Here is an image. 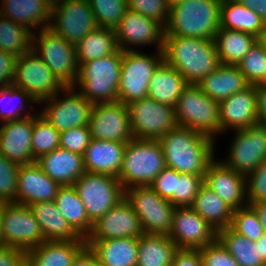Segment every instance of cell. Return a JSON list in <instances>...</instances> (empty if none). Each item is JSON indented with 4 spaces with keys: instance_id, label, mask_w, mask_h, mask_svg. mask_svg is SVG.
Returning <instances> with one entry per match:
<instances>
[{
    "instance_id": "15",
    "label": "cell",
    "mask_w": 266,
    "mask_h": 266,
    "mask_svg": "<svg viewBox=\"0 0 266 266\" xmlns=\"http://www.w3.org/2000/svg\"><path fill=\"white\" fill-rule=\"evenodd\" d=\"M235 132L237 134L230 147L229 159L224 164L249 176L266 160V125L258 122Z\"/></svg>"
},
{
    "instance_id": "9",
    "label": "cell",
    "mask_w": 266,
    "mask_h": 266,
    "mask_svg": "<svg viewBox=\"0 0 266 266\" xmlns=\"http://www.w3.org/2000/svg\"><path fill=\"white\" fill-rule=\"evenodd\" d=\"M125 199L138 215L144 234H169L175 207L168 199L160 197L150 185L126 189Z\"/></svg>"
},
{
    "instance_id": "30",
    "label": "cell",
    "mask_w": 266,
    "mask_h": 266,
    "mask_svg": "<svg viewBox=\"0 0 266 266\" xmlns=\"http://www.w3.org/2000/svg\"><path fill=\"white\" fill-rule=\"evenodd\" d=\"M101 266H137L138 238L85 241Z\"/></svg>"
},
{
    "instance_id": "31",
    "label": "cell",
    "mask_w": 266,
    "mask_h": 266,
    "mask_svg": "<svg viewBox=\"0 0 266 266\" xmlns=\"http://www.w3.org/2000/svg\"><path fill=\"white\" fill-rule=\"evenodd\" d=\"M43 233L45 241H85L68 224L55 201L29 205Z\"/></svg>"
},
{
    "instance_id": "52",
    "label": "cell",
    "mask_w": 266,
    "mask_h": 266,
    "mask_svg": "<svg viewBox=\"0 0 266 266\" xmlns=\"http://www.w3.org/2000/svg\"><path fill=\"white\" fill-rule=\"evenodd\" d=\"M175 185L176 170L169 167H165L150 184L160 197L168 200L175 194Z\"/></svg>"
},
{
    "instance_id": "11",
    "label": "cell",
    "mask_w": 266,
    "mask_h": 266,
    "mask_svg": "<svg viewBox=\"0 0 266 266\" xmlns=\"http://www.w3.org/2000/svg\"><path fill=\"white\" fill-rule=\"evenodd\" d=\"M12 86L27 92L37 103L65 88L32 49L17 57Z\"/></svg>"
},
{
    "instance_id": "60",
    "label": "cell",
    "mask_w": 266,
    "mask_h": 266,
    "mask_svg": "<svg viewBox=\"0 0 266 266\" xmlns=\"http://www.w3.org/2000/svg\"><path fill=\"white\" fill-rule=\"evenodd\" d=\"M256 243L259 244L261 259L266 263V232L256 241Z\"/></svg>"
},
{
    "instance_id": "44",
    "label": "cell",
    "mask_w": 266,
    "mask_h": 266,
    "mask_svg": "<svg viewBox=\"0 0 266 266\" xmlns=\"http://www.w3.org/2000/svg\"><path fill=\"white\" fill-rule=\"evenodd\" d=\"M230 228L254 242L265 233L257 213L250 205L234 210Z\"/></svg>"
},
{
    "instance_id": "39",
    "label": "cell",
    "mask_w": 266,
    "mask_h": 266,
    "mask_svg": "<svg viewBox=\"0 0 266 266\" xmlns=\"http://www.w3.org/2000/svg\"><path fill=\"white\" fill-rule=\"evenodd\" d=\"M217 239L239 266H266L260 256L259 244L237 234L230 227L220 230Z\"/></svg>"
},
{
    "instance_id": "13",
    "label": "cell",
    "mask_w": 266,
    "mask_h": 266,
    "mask_svg": "<svg viewBox=\"0 0 266 266\" xmlns=\"http://www.w3.org/2000/svg\"><path fill=\"white\" fill-rule=\"evenodd\" d=\"M3 246L15 247L25 253L43 243L41 228L29 206L6 203L2 213Z\"/></svg>"
},
{
    "instance_id": "27",
    "label": "cell",
    "mask_w": 266,
    "mask_h": 266,
    "mask_svg": "<svg viewBox=\"0 0 266 266\" xmlns=\"http://www.w3.org/2000/svg\"><path fill=\"white\" fill-rule=\"evenodd\" d=\"M85 241H44L26 252V266H72Z\"/></svg>"
},
{
    "instance_id": "57",
    "label": "cell",
    "mask_w": 266,
    "mask_h": 266,
    "mask_svg": "<svg viewBox=\"0 0 266 266\" xmlns=\"http://www.w3.org/2000/svg\"><path fill=\"white\" fill-rule=\"evenodd\" d=\"M72 266H101L97 256L90 250L89 247H85L74 259Z\"/></svg>"
},
{
    "instance_id": "41",
    "label": "cell",
    "mask_w": 266,
    "mask_h": 266,
    "mask_svg": "<svg viewBox=\"0 0 266 266\" xmlns=\"http://www.w3.org/2000/svg\"><path fill=\"white\" fill-rule=\"evenodd\" d=\"M31 144L32 155L35 160L60 147V132L41 114L34 115Z\"/></svg>"
},
{
    "instance_id": "19",
    "label": "cell",
    "mask_w": 266,
    "mask_h": 266,
    "mask_svg": "<svg viewBox=\"0 0 266 266\" xmlns=\"http://www.w3.org/2000/svg\"><path fill=\"white\" fill-rule=\"evenodd\" d=\"M144 231L138 215L130 203L123 198L104 216L93 223L92 229L85 241H98L114 238H139Z\"/></svg>"
},
{
    "instance_id": "8",
    "label": "cell",
    "mask_w": 266,
    "mask_h": 266,
    "mask_svg": "<svg viewBox=\"0 0 266 266\" xmlns=\"http://www.w3.org/2000/svg\"><path fill=\"white\" fill-rule=\"evenodd\" d=\"M34 33L36 32L32 34V41H35L32 42V50L65 87H75L79 68L76 45L68 43L50 28L41 29L39 39ZM36 42L39 46L35 45Z\"/></svg>"
},
{
    "instance_id": "55",
    "label": "cell",
    "mask_w": 266,
    "mask_h": 266,
    "mask_svg": "<svg viewBox=\"0 0 266 266\" xmlns=\"http://www.w3.org/2000/svg\"><path fill=\"white\" fill-rule=\"evenodd\" d=\"M0 266H26V253L15 247H0Z\"/></svg>"
},
{
    "instance_id": "40",
    "label": "cell",
    "mask_w": 266,
    "mask_h": 266,
    "mask_svg": "<svg viewBox=\"0 0 266 266\" xmlns=\"http://www.w3.org/2000/svg\"><path fill=\"white\" fill-rule=\"evenodd\" d=\"M32 34L25 26L0 15V50L19 57L32 49Z\"/></svg>"
},
{
    "instance_id": "35",
    "label": "cell",
    "mask_w": 266,
    "mask_h": 266,
    "mask_svg": "<svg viewBox=\"0 0 266 266\" xmlns=\"http://www.w3.org/2000/svg\"><path fill=\"white\" fill-rule=\"evenodd\" d=\"M54 201L70 227L81 238L86 239L91 232L93 224L90 222L84 203L79 198L74 186H61Z\"/></svg>"
},
{
    "instance_id": "46",
    "label": "cell",
    "mask_w": 266,
    "mask_h": 266,
    "mask_svg": "<svg viewBox=\"0 0 266 266\" xmlns=\"http://www.w3.org/2000/svg\"><path fill=\"white\" fill-rule=\"evenodd\" d=\"M20 165L0 154V201L16 203Z\"/></svg>"
},
{
    "instance_id": "37",
    "label": "cell",
    "mask_w": 266,
    "mask_h": 266,
    "mask_svg": "<svg viewBox=\"0 0 266 266\" xmlns=\"http://www.w3.org/2000/svg\"><path fill=\"white\" fill-rule=\"evenodd\" d=\"M177 249L168 235L142 234L138 238L137 266H171Z\"/></svg>"
},
{
    "instance_id": "29",
    "label": "cell",
    "mask_w": 266,
    "mask_h": 266,
    "mask_svg": "<svg viewBox=\"0 0 266 266\" xmlns=\"http://www.w3.org/2000/svg\"><path fill=\"white\" fill-rule=\"evenodd\" d=\"M2 4L0 15L25 26L31 32V29L40 25L41 29L49 28L52 22V4L48 0H3ZM45 21L50 23L45 24Z\"/></svg>"
},
{
    "instance_id": "34",
    "label": "cell",
    "mask_w": 266,
    "mask_h": 266,
    "mask_svg": "<svg viewBox=\"0 0 266 266\" xmlns=\"http://www.w3.org/2000/svg\"><path fill=\"white\" fill-rule=\"evenodd\" d=\"M191 208L217 232L231 225L234 209L205 184L200 187Z\"/></svg>"
},
{
    "instance_id": "32",
    "label": "cell",
    "mask_w": 266,
    "mask_h": 266,
    "mask_svg": "<svg viewBox=\"0 0 266 266\" xmlns=\"http://www.w3.org/2000/svg\"><path fill=\"white\" fill-rule=\"evenodd\" d=\"M188 85L176 69L163 61L149 81L148 97L175 108L178 98Z\"/></svg>"
},
{
    "instance_id": "17",
    "label": "cell",
    "mask_w": 266,
    "mask_h": 266,
    "mask_svg": "<svg viewBox=\"0 0 266 266\" xmlns=\"http://www.w3.org/2000/svg\"><path fill=\"white\" fill-rule=\"evenodd\" d=\"M74 87L68 86L63 89L68 93L63 100H58V93L43 100L51 102L40 113L57 131L63 132L68 129L88 126L93 103L86 100L80 93L73 92ZM68 95V96H67Z\"/></svg>"
},
{
    "instance_id": "25",
    "label": "cell",
    "mask_w": 266,
    "mask_h": 266,
    "mask_svg": "<svg viewBox=\"0 0 266 266\" xmlns=\"http://www.w3.org/2000/svg\"><path fill=\"white\" fill-rule=\"evenodd\" d=\"M126 144L92 138L83 155L85 171L118 178Z\"/></svg>"
},
{
    "instance_id": "63",
    "label": "cell",
    "mask_w": 266,
    "mask_h": 266,
    "mask_svg": "<svg viewBox=\"0 0 266 266\" xmlns=\"http://www.w3.org/2000/svg\"><path fill=\"white\" fill-rule=\"evenodd\" d=\"M259 41L261 42V44L264 46L266 50V28H265V31L262 33V36L259 38Z\"/></svg>"
},
{
    "instance_id": "56",
    "label": "cell",
    "mask_w": 266,
    "mask_h": 266,
    "mask_svg": "<svg viewBox=\"0 0 266 266\" xmlns=\"http://www.w3.org/2000/svg\"><path fill=\"white\" fill-rule=\"evenodd\" d=\"M258 122L266 125V84L255 85Z\"/></svg>"
},
{
    "instance_id": "54",
    "label": "cell",
    "mask_w": 266,
    "mask_h": 266,
    "mask_svg": "<svg viewBox=\"0 0 266 266\" xmlns=\"http://www.w3.org/2000/svg\"><path fill=\"white\" fill-rule=\"evenodd\" d=\"M171 266H203L200 250L178 248Z\"/></svg>"
},
{
    "instance_id": "36",
    "label": "cell",
    "mask_w": 266,
    "mask_h": 266,
    "mask_svg": "<svg viewBox=\"0 0 266 266\" xmlns=\"http://www.w3.org/2000/svg\"><path fill=\"white\" fill-rule=\"evenodd\" d=\"M258 40L250 33L219 27L214 41L221 64L238 65Z\"/></svg>"
},
{
    "instance_id": "61",
    "label": "cell",
    "mask_w": 266,
    "mask_h": 266,
    "mask_svg": "<svg viewBox=\"0 0 266 266\" xmlns=\"http://www.w3.org/2000/svg\"><path fill=\"white\" fill-rule=\"evenodd\" d=\"M5 204H6L5 202L0 201V247L3 246L2 236H1V222H2V213H3V210H4Z\"/></svg>"
},
{
    "instance_id": "14",
    "label": "cell",
    "mask_w": 266,
    "mask_h": 266,
    "mask_svg": "<svg viewBox=\"0 0 266 266\" xmlns=\"http://www.w3.org/2000/svg\"><path fill=\"white\" fill-rule=\"evenodd\" d=\"M53 18L49 28L73 45L98 27L88 0H60L52 4Z\"/></svg>"
},
{
    "instance_id": "28",
    "label": "cell",
    "mask_w": 266,
    "mask_h": 266,
    "mask_svg": "<svg viewBox=\"0 0 266 266\" xmlns=\"http://www.w3.org/2000/svg\"><path fill=\"white\" fill-rule=\"evenodd\" d=\"M197 86L216 102H222L231 95L250 86L237 65L221 64L203 78Z\"/></svg>"
},
{
    "instance_id": "6",
    "label": "cell",
    "mask_w": 266,
    "mask_h": 266,
    "mask_svg": "<svg viewBox=\"0 0 266 266\" xmlns=\"http://www.w3.org/2000/svg\"><path fill=\"white\" fill-rule=\"evenodd\" d=\"M175 117L179 126L200 132L211 138L223 132L220 121L219 102L193 84H189L178 98L175 106Z\"/></svg>"
},
{
    "instance_id": "24",
    "label": "cell",
    "mask_w": 266,
    "mask_h": 266,
    "mask_svg": "<svg viewBox=\"0 0 266 266\" xmlns=\"http://www.w3.org/2000/svg\"><path fill=\"white\" fill-rule=\"evenodd\" d=\"M221 129H245L258 123L255 85L231 95L219 103Z\"/></svg>"
},
{
    "instance_id": "33",
    "label": "cell",
    "mask_w": 266,
    "mask_h": 266,
    "mask_svg": "<svg viewBox=\"0 0 266 266\" xmlns=\"http://www.w3.org/2000/svg\"><path fill=\"white\" fill-rule=\"evenodd\" d=\"M220 28L246 32L260 38L265 31L266 23L255 11L237 0H222Z\"/></svg>"
},
{
    "instance_id": "23",
    "label": "cell",
    "mask_w": 266,
    "mask_h": 266,
    "mask_svg": "<svg viewBox=\"0 0 266 266\" xmlns=\"http://www.w3.org/2000/svg\"><path fill=\"white\" fill-rule=\"evenodd\" d=\"M17 180L16 203L26 206L54 201L57 191L61 187L45 174L36 162L20 165Z\"/></svg>"
},
{
    "instance_id": "20",
    "label": "cell",
    "mask_w": 266,
    "mask_h": 266,
    "mask_svg": "<svg viewBox=\"0 0 266 266\" xmlns=\"http://www.w3.org/2000/svg\"><path fill=\"white\" fill-rule=\"evenodd\" d=\"M114 30L118 48L122 51H134L127 48L128 44L148 45L156 42L158 50H163L165 27L139 12L128 8Z\"/></svg>"
},
{
    "instance_id": "4",
    "label": "cell",
    "mask_w": 266,
    "mask_h": 266,
    "mask_svg": "<svg viewBox=\"0 0 266 266\" xmlns=\"http://www.w3.org/2000/svg\"><path fill=\"white\" fill-rule=\"evenodd\" d=\"M122 58L123 51L118 49L108 56L80 64L75 83L81 87L79 93L93 104L118 101Z\"/></svg>"
},
{
    "instance_id": "2",
    "label": "cell",
    "mask_w": 266,
    "mask_h": 266,
    "mask_svg": "<svg viewBox=\"0 0 266 266\" xmlns=\"http://www.w3.org/2000/svg\"><path fill=\"white\" fill-rule=\"evenodd\" d=\"M163 55L164 61L193 85L221 65L214 39L164 36Z\"/></svg>"
},
{
    "instance_id": "49",
    "label": "cell",
    "mask_w": 266,
    "mask_h": 266,
    "mask_svg": "<svg viewBox=\"0 0 266 266\" xmlns=\"http://www.w3.org/2000/svg\"><path fill=\"white\" fill-rule=\"evenodd\" d=\"M89 126H81L60 132V148L84 155L91 141Z\"/></svg>"
},
{
    "instance_id": "16",
    "label": "cell",
    "mask_w": 266,
    "mask_h": 266,
    "mask_svg": "<svg viewBox=\"0 0 266 266\" xmlns=\"http://www.w3.org/2000/svg\"><path fill=\"white\" fill-rule=\"evenodd\" d=\"M88 126L94 139L127 143L134 138L127 105L119 101L94 104Z\"/></svg>"
},
{
    "instance_id": "38",
    "label": "cell",
    "mask_w": 266,
    "mask_h": 266,
    "mask_svg": "<svg viewBox=\"0 0 266 266\" xmlns=\"http://www.w3.org/2000/svg\"><path fill=\"white\" fill-rule=\"evenodd\" d=\"M115 30L97 27L76 45L78 64L108 56L118 50Z\"/></svg>"
},
{
    "instance_id": "22",
    "label": "cell",
    "mask_w": 266,
    "mask_h": 266,
    "mask_svg": "<svg viewBox=\"0 0 266 266\" xmlns=\"http://www.w3.org/2000/svg\"><path fill=\"white\" fill-rule=\"evenodd\" d=\"M34 115L6 121L0 127V154L19 165L35 163L32 155Z\"/></svg>"
},
{
    "instance_id": "10",
    "label": "cell",
    "mask_w": 266,
    "mask_h": 266,
    "mask_svg": "<svg viewBox=\"0 0 266 266\" xmlns=\"http://www.w3.org/2000/svg\"><path fill=\"white\" fill-rule=\"evenodd\" d=\"M158 56L135 51H123L121 81L118 87V101L128 105L148 97L149 81L158 66L164 61L163 50Z\"/></svg>"
},
{
    "instance_id": "64",
    "label": "cell",
    "mask_w": 266,
    "mask_h": 266,
    "mask_svg": "<svg viewBox=\"0 0 266 266\" xmlns=\"http://www.w3.org/2000/svg\"><path fill=\"white\" fill-rule=\"evenodd\" d=\"M51 4H54V3H56V2H58V1H60V0H48Z\"/></svg>"
},
{
    "instance_id": "53",
    "label": "cell",
    "mask_w": 266,
    "mask_h": 266,
    "mask_svg": "<svg viewBox=\"0 0 266 266\" xmlns=\"http://www.w3.org/2000/svg\"><path fill=\"white\" fill-rule=\"evenodd\" d=\"M17 57L0 50V87L12 85Z\"/></svg>"
},
{
    "instance_id": "47",
    "label": "cell",
    "mask_w": 266,
    "mask_h": 266,
    "mask_svg": "<svg viewBox=\"0 0 266 266\" xmlns=\"http://www.w3.org/2000/svg\"><path fill=\"white\" fill-rule=\"evenodd\" d=\"M6 98V99H5ZM13 100L14 99H19V101L21 102V106H19V108H14L16 107L14 105V107H10L11 109L4 111L3 108H1L2 104L5 103V101L7 100ZM10 98V99H9ZM5 101H4V100ZM32 101V103H36V101L24 90L19 89L17 87L14 86H7V87H0V120L4 122L6 121H12V120H18L24 117H28L31 115L30 114H26L25 116H20L22 114L23 108H25L23 105V101ZM16 101V100H15ZM12 102V101H10ZM7 104V103H6ZM13 105V104H12Z\"/></svg>"
},
{
    "instance_id": "18",
    "label": "cell",
    "mask_w": 266,
    "mask_h": 266,
    "mask_svg": "<svg viewBox=\"0 0 266 266\" xmlns=\"http://www.w3.org/2000/svg\"><path fill=\"white\" fill-rule=\"evenodd\" d=\"M169 238L182 249H202L217 240L218 232L191 207H175Z\"/></svg>"
},
{
    "instance_id": "26",
    "label": "cell",
    "mask_w": 266,
    "mask_h": 266,
    "mask_svg": "<svg viewBox=\"0 0 266 266\" xmlns=\"http://www.w3.org/2000/svg\"><path fill=\"white\" fill-rule=\"evenodd\" d=\"M36 163L60 186H73L85 172L83 155L60 147L42 155Z\"/></svg>"
},
{
    "instance_id": "1",
    "label": "cell",
    "mask_w": 266,
    "mask_h": 266,
    "mask_svg": "<svg viewBox=\"0 0 266 266\" xmlns=\"http://www.w3.org/2000/svg\"><path fill=\"white\" fill-rule=\"evenodd\" d=\"M214 138L187 127L177 125L160 142L166 167L179 173L205 176L209 163L214 159Z\"/></svg>"
},
{
    "instance_id": "59",
    "label": "cell",
    "mask_w": 266,
    "mask_h": 266,
    "mask_svg": "<svg viewBox=\"0 0 266 266\" xmlns=\"http://www.w3.org/2000/svg\"><path fill=\"white\" fill-rule=\"evenodd\" d=\"M250 206L255 210L257 216L266 232V201H258L250 204Z\"/></svg>"
},
{
    "instance_id": "50",
    "label": "cell",
    "mask_w": 266,
    "mask_h": 266,
    "mask_svg": "<svg viewBox=\"0 0 266 266\" xmlns=\"http://www.w3.org/2000/svg\"><path fill=\"white\" fill-rule=\"evenodd\" d=\"M199 250L203 266H239L234 257L218 239Z\"/></svg>"
},
{
    "instance_id": "5",
    "label": "cell",
    "mask_w": 266,
    "mask_h": 266,
    "mask_svg": "<svg viewBox=\"0 0 266 266\" xmlns=\"http://www.w3.org/2000/svg\"><path fill=\"white\" fill-rule=\"evenodd\" d=\"M165 167L163 149L158 140L133 138L126 144L118 179L124 190L147 186Z\"/></svg>"
},
{
    "instance_id": "48",
    "label": "cell",
    "mask_w": 266,
    "mask_h": 266,
    "mask_svg": "<svg viewBox=\"0 0 266 266\" xmlns=\"http://www.w3.org/2000/svg\"><path fill=\"white\" fill-rule=\"evenodd\" d=\"M128 8L152 18L166 26L169 18V8L165 0H128Z\"/></svg>"
},
{
    "instance_id": "12",
    "label": "cell",
    "mask_w": 266,
    "mask_h": 266,
    "mask_svg": "<svg viewBox=\"0 0 266 266\" xmlns=\"http://www.w3.org/2000/svg\"><path fill=\"white\" fill-rule=\"evenodd\" d=\"M135 139L159 140L178 124L175 108L146 97L127 105Z\"/></svg>"
},
{
    "instance_id": "58",
    "label": "cell",
    "mask_w": 266,
    "mask_h": 266,
    "mask_svg": "<svg viewBox=\"0 0 266 266\" xmlns=\"http://www.w3.org/2000/svg\"><path fill=\"white\" fill-rule=\"evenodd\" d=\"M243 6L255 11L266 23V0H237Z\"/></svg>"
},
{
    "instance_id": "43",
    "label": "cell",
    "mask_w": 266,
    "mask_h": 266,
    "mask_svg": "<svg viewBox=\"0 0 266 266\" xmlns=\"http://www.w3.org/2000/svg\"><path fill=\"white\" fill-rule=\"evenodd\" d=\"M98 27L115 29L128 9V0H88Z\"/></svg>"
},
{
    "instance_id": "51",
    "label": "cell",
    "mask_w": 266,
    "mask_h": 266,
    "mask_svg": "<svg viewBox=\"0 0 266 266\" xmlns=\"http://www.w3.org/2000/svg\"><path fill=\"white\" fill-rule=\"evenodd\" d=\"M247 186V204L258 201H266V160L259 167L249 174Z\"/></svg>"
},
{
    "instance_id": "62",
    "label": "cell",
    "mask_w": 266,
    "mask_h": 266,
    "mask_svg": "<svg viewBox=\"0 0 266 266\" xmlns=\"http://www.w3.org/2000/svg\"><path fill=\"white\" fill-rule=\"evenodd\" d=\"M165 1H166L168 8L170 9V8L184 2L185 0H165Z\"/></svg>"
},
{
    "instance_id": "42",
    "label": "cell",
    "mask_w": 266,
    "mask_h": 266,
    "mask_svg": "<svg viewBox=\"0 0 266 266\" xmlns=\"http://www.w3.org/2000/svg\"><path fill=\"white\" fill-rule=\"evenodd\" d=\"M237 66L250 85L266 84V50L259 40Z\"/></svg>"
},
{
    "instance_id": "7",
    "label": "cell",
    "mask_w": 266,
    "mask_h": 266,
    "mask_svg": "<svg viewBox=\"0 0 266 266\" xmlns=\"http://www.w3.org/2000/svg\"><path fill=\"white\" fill-rule=\"evenodd\" d=\"M93 224L125 198V190L114 176L84 172L73 184Z\"/></svg>"
},
{
    "instance_id": "3",
    "label": "cell",
    "mask_w": 266,
    "mask_h": 266,
    "mask_svg": "<svg viewBox=\"0 0 266 266\" xmlns=\"http://www.w3.org/2000/svg\"><path fill=\"white\" fill-rule=\"evenodd\" d=\"M222 0H185L170 8L164 36L214 39Z\"/></svg>"
},
{
    "instance_id": "21",
    "label": "cell",
    "mask_w": 266,
    "mask_h": 266,
    "mask_svg": "<svg viewBox=\"0 0 266 266\" xmlns=\"http://www.w3.org/2000/svg\"><path fill=\"white\" fill-rule=\"evenodd\" d=\"M246 182V176L214 159L209 163L204 176V184L234 210L246 206Z\"/></svg>"
},
{
    "instance_id": "45",
    "label": "cell",
    "mask_w": 266,
    "mask_h": 266,
    "mask_svg": "<svg viewBox=\"0 0 266 266\" xmlns=\"http://www.w3.org/2000/svg\"><path fill=\"white\" fill-rule=\"evenodd\" d=\"M203 184L204 177L176 171L175 194L169 201L174 207H191Z\"/></svg>"
}]
</instances>
